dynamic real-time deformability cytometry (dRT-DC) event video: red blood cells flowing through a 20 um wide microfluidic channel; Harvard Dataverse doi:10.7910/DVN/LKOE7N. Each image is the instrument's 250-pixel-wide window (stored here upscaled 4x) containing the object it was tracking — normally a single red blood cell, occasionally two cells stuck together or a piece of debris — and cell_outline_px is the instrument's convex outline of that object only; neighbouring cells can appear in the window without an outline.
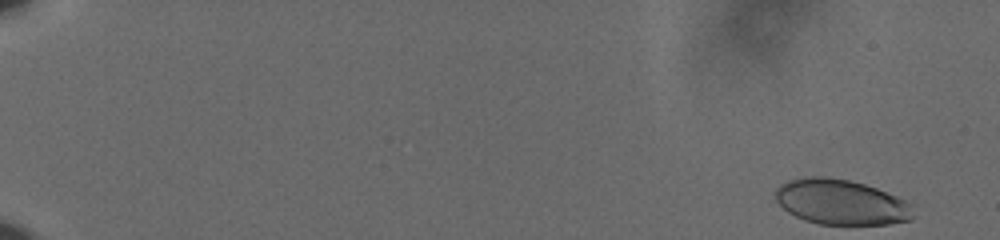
{"species": "human", "species_latin": "Homo sapiens", "temperature_condition": "cold", "stored_images_in_passage": 57, "camera_frame_rate_fps": 3000, "um_per_image_px": 0.085, "donor": {"sex": "male"}, "frame": {"image": 1, "passage_image": 1, "time_ms": 0.0, "image_size_px": [1000, 240], "cell_outline_px": [[912, 220], [888, 224], [820, 224], [804, 220], [788, 212], [776, 200], [776, 188], [780, 184], [788, 180], [804, 176], [824, 176], [848, 180], [864, 184], [876, 188], [896, 196], [912, 204]], "centroid_in_image_um": [71.47, 17.17], "position_along_channel_um": 13.5, "area_um2": 36.24}}
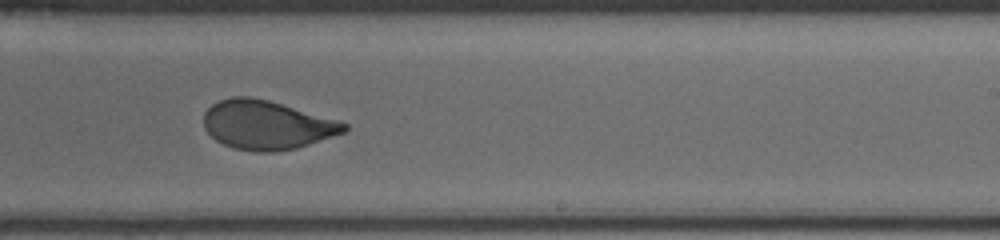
{"frame": {"image": 2, "passage_image": 38, "time_ms": 12.333, "image_size_px": [1000, 240], "cell_outline_px": [[348, 132], [296, 148], [272, 152], [256, 152], [236, 148], [224, 144], [216, 140], [204, 128], [204, 112], [212, 104], [220, 100], [232, 96], [252, 96], [268, 100], [340, 120], [348, 124]], "centroid_in_image_um": [22.71, 10.61], "position_along_channel_um": 266.3, "area_um2": 40.23}}
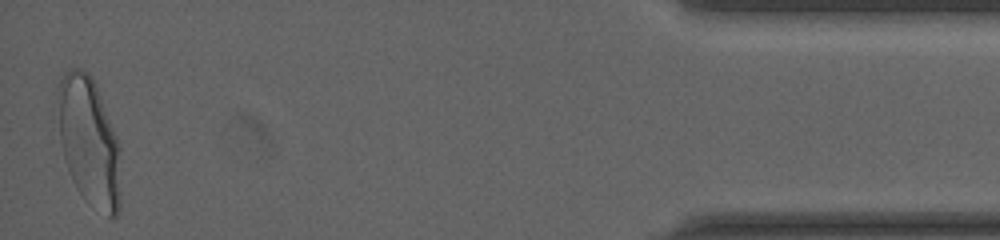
{"frame": {"image": 3, "passage_image": 57, "time_ms": 18.667, "image_size_px": [1000, 240], "cell_outline_px": [[120, 208], [116, 216], [108, 216], [84, 200], [76, 188], [68, 172], [60, 140], [56, 96], [56, 92], [60, 80], [64, 72], [68, 68], [80, 68], [88, 72], [92, 76], [96, 84], [120, 144]], "centroid_in_image_um": [7.56, 12.0], "position_along_channel_um": 427.6, "area_um2": 47.86}, "authors_computed_cell_mechanics": {"area_um2": 40.4022, "velocity_mm_per_s": 3.637, "shape_relaxation_time_tau1_ms": 7.6823, "shape_relaxation_time_tau2_ms": null, "deformation_change_tau1": 0.2167, "deformation_change_tau2": null}}